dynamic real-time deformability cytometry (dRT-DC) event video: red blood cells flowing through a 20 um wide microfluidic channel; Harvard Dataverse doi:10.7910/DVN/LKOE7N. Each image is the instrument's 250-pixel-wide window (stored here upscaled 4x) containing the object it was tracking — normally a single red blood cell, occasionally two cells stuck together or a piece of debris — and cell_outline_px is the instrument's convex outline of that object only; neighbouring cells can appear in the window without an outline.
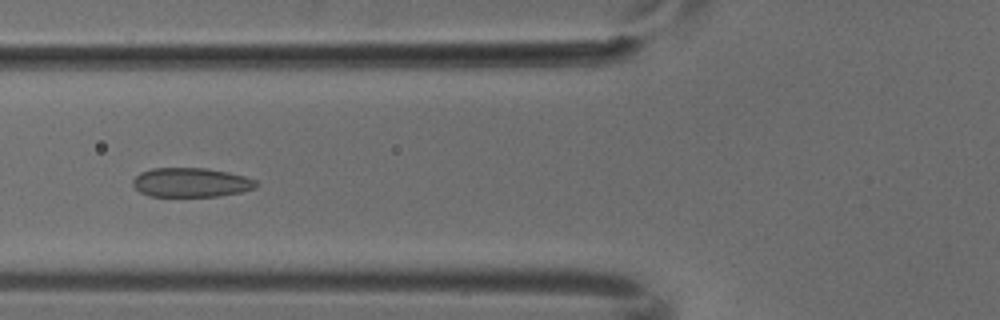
{"species": "common noctule bat (a hibernating species)", "species_latin": "Nyctalus noctula", "temperature_condition": "cold", "stored_images_in_passage": 2, "camera_frame_rate_fps": 3000, "um_per_image_px": 0.085, "animal": {"sex": "male", "body_mass_g": 18.8}, "frame": {"image": 1, "passage_image": 2, "time_ms": 0.333, "image_size_px": [1000, 320], "cell_outline_px": [[260, 184], [256, 188], [240, 192], [216, 196], [148, 196], [140, 192], [132, 184], [132, 180], [140, 172], [152, 168], [204, 168], [228, 172], [244, 176], [256, 180]], "centroid_in_image_um": [16.24, 15.51], "position_along_channel_um": 109.6, "area_um2": 21.04}}